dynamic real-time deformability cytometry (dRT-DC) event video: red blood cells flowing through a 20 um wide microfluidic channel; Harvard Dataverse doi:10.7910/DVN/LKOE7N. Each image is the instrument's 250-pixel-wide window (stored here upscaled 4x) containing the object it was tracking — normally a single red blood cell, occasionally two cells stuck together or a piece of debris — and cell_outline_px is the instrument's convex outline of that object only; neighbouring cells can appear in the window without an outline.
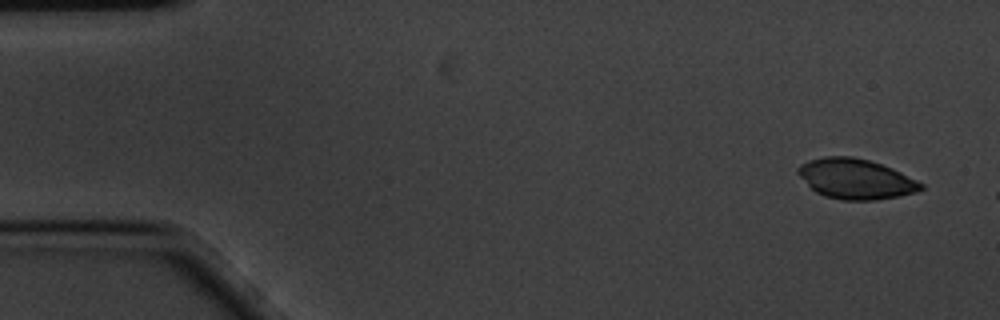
{"species": "common noctule bat (a hibernating species)", "species_latin": "Nyctalus noctula", "temperature_condition": "cold", "stored_images_in_passage": 3, "camera_frame_rate_fps": 3000, "um_per_image_px": 0.085, "animal": {"sex": "male", "body_mass_g": 20.1, "forearm_length_mm": 53.5}, "frame": {"image": 1, "passage_image": 1, "time_ms": 0.0, "image_size_px": [1000, 320], "cell_outline_px": [[924, 188], [916, 192], [900, 196], [876, 200], [844, 200], [824, 196], [816, 192], [796, 172], [796, 168], [800, 164], [808, 160], [824, 156], [852, 156], [868, 160], [892, 168], [924, 184]], "centroid_in_image_um": [72.73, 15.2], "position_along_channel_um": 12.3, "area_um2": 28.73}}